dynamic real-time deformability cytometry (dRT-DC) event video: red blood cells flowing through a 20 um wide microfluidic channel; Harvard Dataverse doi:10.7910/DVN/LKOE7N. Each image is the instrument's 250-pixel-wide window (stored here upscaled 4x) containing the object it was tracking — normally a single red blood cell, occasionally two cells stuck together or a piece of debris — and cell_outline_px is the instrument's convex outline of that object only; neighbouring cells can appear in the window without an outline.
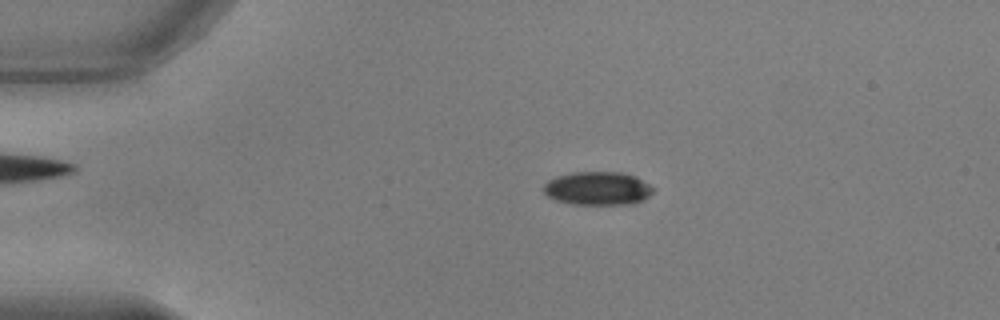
{"species": "common noctule bat (a hibernating species)", "species_latin": "Nyctalus noctula", "temperature_condition": "warm", "stored_images_in_passage": 49, "camera_frame_rate_fps": 3000, "um_per_image_px": 0.085, "animal": {"sex": "male", "body_mass_g": 17.9, "forearm_length_mm": 54.2}, "frame": {"image": 1, "passage_image": 7, "time_ms": 2.0, "image_size_px": [1000, 320], "cell_outline_px": [[656, 188], [644, 200], [632, 204], [572, 204], [556, 200], [548, 196], [544, 192], [544, 184], [548, 180], [556, 176], [572, 172], [620, 172], [636, 176]], "centroid_in_image_um": [50.82, 16.01], "position_along_channel_um": 34.2, "area_um2": 21.44}}
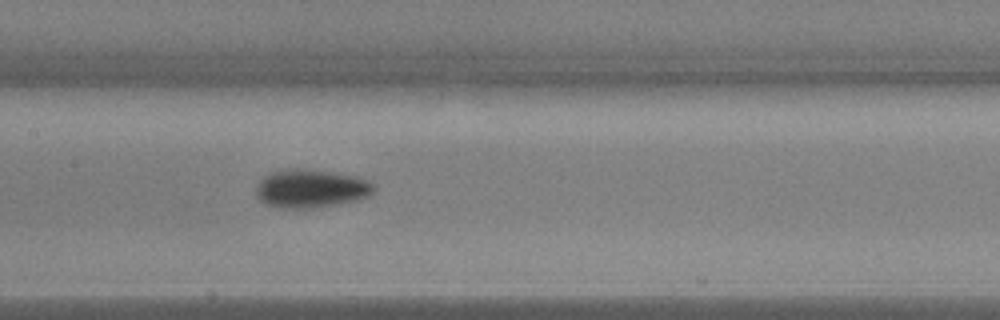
{"frame": {"image": 2, "passage_image": 22, "time_ms": 7.0, "image_size_px": [1000, 320], "cell_outline_px": [[376, 188], [368, 196], [356, 200], [340, 204], [308, 208], [280, 208], [268, 204], [260, 200], [256, 196], [256, 188], [260, 180], [264, 176], [272, 172], [284, 168], [296, 168], [328, 172], [356, 176], [372, 184]], "centroid_in_image_um": [26.39, 16.03], "position_along_channel_um": 181.0, "area_um2": 26.07}}
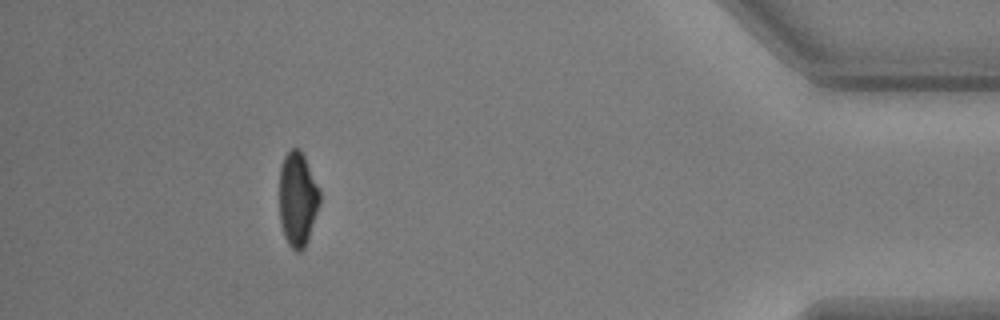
{"frame": {"image": 3, "passage_image": 44, "time_ms": 14.333, "image_size_px": [1000, 320], "cell_outline_px": [[320, 204], [308, 240], [304, 248], [300, 252], [296, 252], [288, 244], [284, 236], [280, 224], [280, 168], [284, 156], [292, 148], [300, 148], [304, 156], [320, 192]], "centroid_in_image_um": [25.29, 16.95], "position_along_channel_um": 409.9, "area_um2": 22.2}, "authors_computed_cell_mechanics": {"area_um2": 23.2356, "velocity_mm_per_s": 3.8358, "shape_relaxation_time_tau1_ms": 2.7063, "shape_relaxation_time_tau2_ms": 4.1939, "deformation_change_tau1": 0.161, "deformation_change_tau2": 0.0688}}